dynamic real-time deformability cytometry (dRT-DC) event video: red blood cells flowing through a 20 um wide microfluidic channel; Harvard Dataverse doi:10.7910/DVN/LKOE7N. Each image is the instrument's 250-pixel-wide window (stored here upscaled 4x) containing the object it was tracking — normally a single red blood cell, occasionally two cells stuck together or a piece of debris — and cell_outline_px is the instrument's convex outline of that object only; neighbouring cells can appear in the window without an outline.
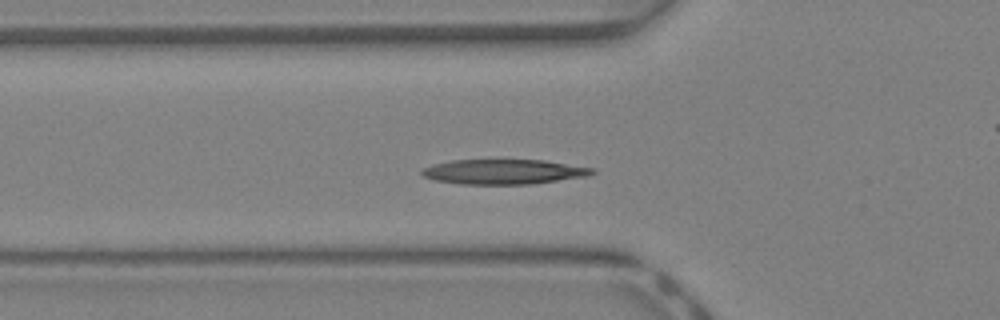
{"species": "Egyptian fruit bat (a non-hibernating species)", "species_latin": "Rousettus aegyptiacus", "temperature_condition": "warm", "stored_images_in_passage": 40, "camera_frame_rate_fps": 3000, "um_per_image_px": 0.085, "animal": {"sex": "female"}, "frame": {"image": 1, "passage_image": 12, "time_ms": 3.667, "image_size_px": [1000, 320], "cell_outline_px": [[596, 172], [588, 176], [532, 184], [460, 184], [436, 180], [424, 176], [420, 172], [424, 168], [432, 164], [452, 160], [544, 160], [596, 168]], "centroid_in_image_um": [42.86, 14.6], "position_along_channel_um": 82.9, "area_um2": 24.74}}
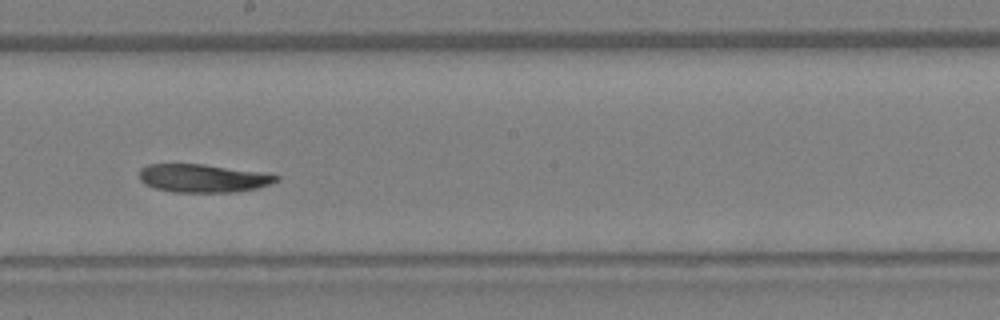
{"frame": {"image": 2, "passage_image": 21, "time_ms": 6.667, "image_size_px": [1000, 320], "cell_outline_px": [[280, 180], [256, 188], [236, 192], [172, 192], [156, 188], [144, 184], [140, 180], [140, 168], [148, 164], [204, 164], [260, 172], [280, 176]], "centroid_in_image_um": [17.23, 15.15], "position_along_channel_um": 231.0, "area_um2": 22.43}}
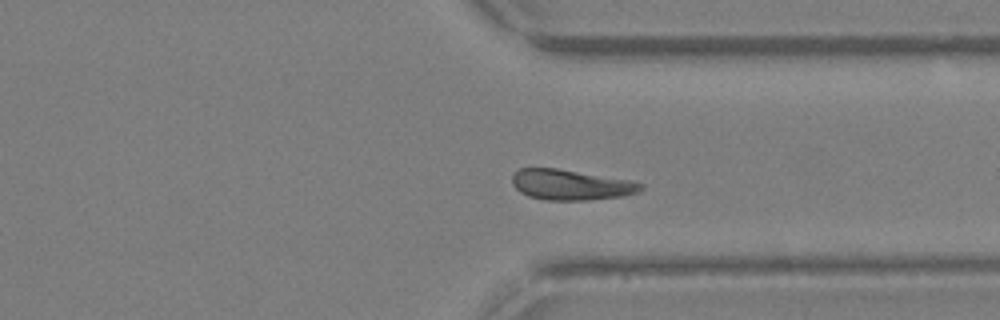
{"frame": {"image": 3, "passage_image": 29, "time_ms": 9.333, "image_size_px": [1000, 320], "cell_outline_px": [[644, 188], [640, 192], [624, 196], [588, 200], [544, 200], [528, 196], [520, 192], [512, 184], [512, 176], [520, 168], [556, 168], [632, 180], [644, 184]], "centroid_in_image_um": [48.56, 15.71], "position_along_channel_um": 362.8, "area_um2": 23.0}, "authors_computed_cell_mechanics": {"area_um2": 23.5535, "velocity_mm_per_s": 4.9417, "shape_relaxation_time_tau1_ms": 2.8478, "shape_relaxation_time_tau2_ms": null, "deformation_change_tau1": 0.1347, "deformation_change_tau2": null}}